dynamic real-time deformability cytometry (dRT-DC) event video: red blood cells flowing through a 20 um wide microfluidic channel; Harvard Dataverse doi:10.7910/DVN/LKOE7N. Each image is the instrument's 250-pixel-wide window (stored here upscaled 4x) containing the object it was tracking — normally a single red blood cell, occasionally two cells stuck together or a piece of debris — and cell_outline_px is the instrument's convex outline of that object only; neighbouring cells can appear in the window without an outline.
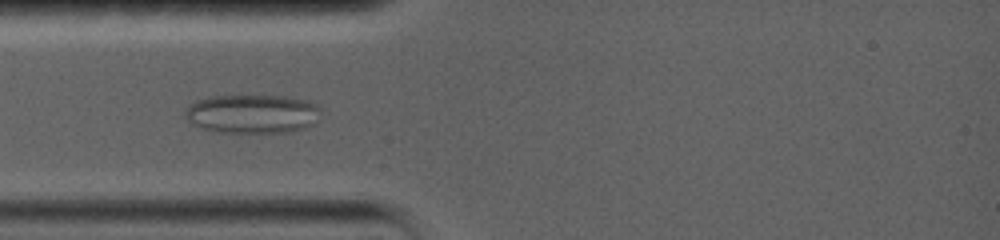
{"species": "common noctule bat (a hibernating species)", "species_latin": "Nyctalus noctula", "temperature_condition": "warm", "stored_images_in_passage": 46, "camera_frame_rate_fps": 5000, "um_per_image_px": 0.085, "animal": {"sex": "female", "body_mass_g": 19.0, "forearm_length_mm": 56.7}, "frame": {"image": 1, "passage_image": 14, "time_ms": 4.2, "image_size_px": [1000, 240], "cell_outline_px": [[320, 108], [316, 120], [308, 128], [292, 132], [216, 132], [204, 128], [188, 120], [184, 116], [184, 112], [196, 100], [212, 96], [288, 96], [304, 100], [316, 104]], "centroid_in_image_um": [21.47, 9.68], "position_along_channel_um": 63.5, "area_um2": 30.52}}
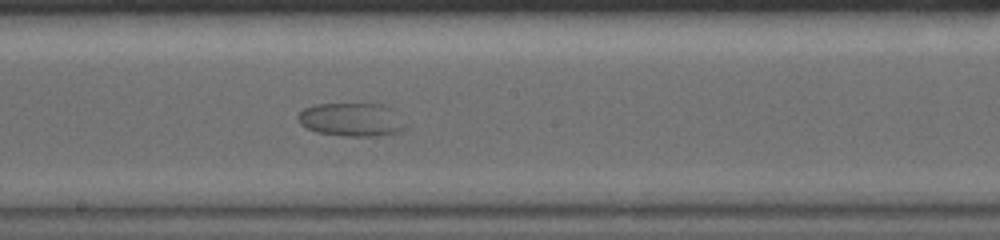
{"frame": {"image": 2, "passage_image": 26, "time_ms": 9.0, "image_size_px": [1000, 240], "cell_outline_px": [[408, 124], [400, 132], [380, 136], [344, 136], [316, 132], [300, 124], [296, 116], [304, 108], [316, 104], [384, 104]], "centroid_in_image_um": [29.88, 10.18], "position_along_channel_um": 218.3, "area_um2": 20.98}}
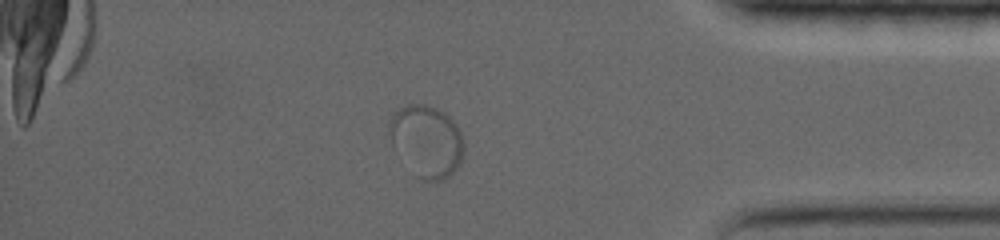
{"frame": {"image": 3, "passage_image": 38, "time_ms": 15.4, "image_size_px": [1000, 240], "cell_outline_px": [[464, 152], [460, 164], [448, 176], [440, 180], [424, 180], [416, 176], [392, 148], [388, 132], [388, 120], [392, 112], [404, 104], [424, 104], [436, 108], [444, 112], [456, 124], [464, 140]], "centroid_in_image_um": [36.21, 11.96], "position_along_channel_um": 399.0, "area_um2": 31.67}}